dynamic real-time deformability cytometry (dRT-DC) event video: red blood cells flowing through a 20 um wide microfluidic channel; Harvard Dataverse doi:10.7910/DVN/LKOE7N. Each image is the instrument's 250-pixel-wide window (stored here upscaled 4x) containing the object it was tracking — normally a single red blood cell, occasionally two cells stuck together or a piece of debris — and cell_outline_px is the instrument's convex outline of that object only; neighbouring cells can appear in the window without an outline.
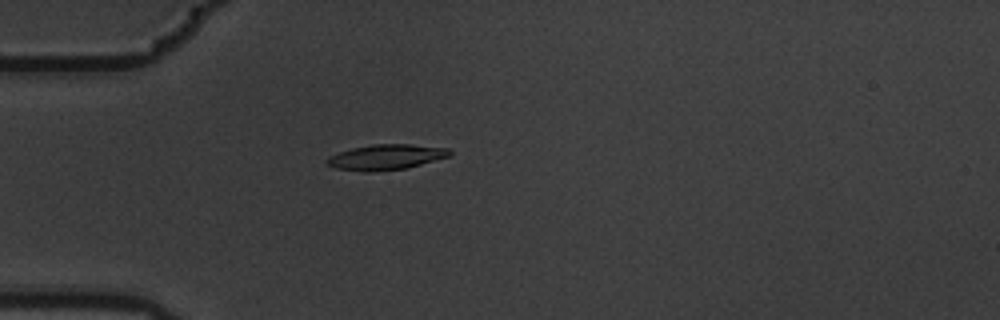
{"species": "common noctule bat (a hibernating species)", "species_latin": "Nyctalus noctula", "temperature_condition": "warm", "stored_images_in_passage": 5, "camera_frame_rate_fps": 3000, "um_per_image_px": 0.085, "animal": {"sex": "male", "body_mass_g": 19.5, "forearm_length_mm": 54.6}, "frame": {"image": 1, "passage_image": 5, "time_ms": 1.333, "image_size_px": [1000, 320], "cell_outline_px": [[452, 152], [448, 156], [420, 164], [404, 168], [368, 172], [364, 172], [336, 168], [328, 164], [324, 160], [328, 156], [352, 148], [372, 144], [408, 144], [448, 148]], "centroid_in_image_um": [32.76, 13.34], "position_along_channel_um": 52.2, "area_um2": 17.86}}